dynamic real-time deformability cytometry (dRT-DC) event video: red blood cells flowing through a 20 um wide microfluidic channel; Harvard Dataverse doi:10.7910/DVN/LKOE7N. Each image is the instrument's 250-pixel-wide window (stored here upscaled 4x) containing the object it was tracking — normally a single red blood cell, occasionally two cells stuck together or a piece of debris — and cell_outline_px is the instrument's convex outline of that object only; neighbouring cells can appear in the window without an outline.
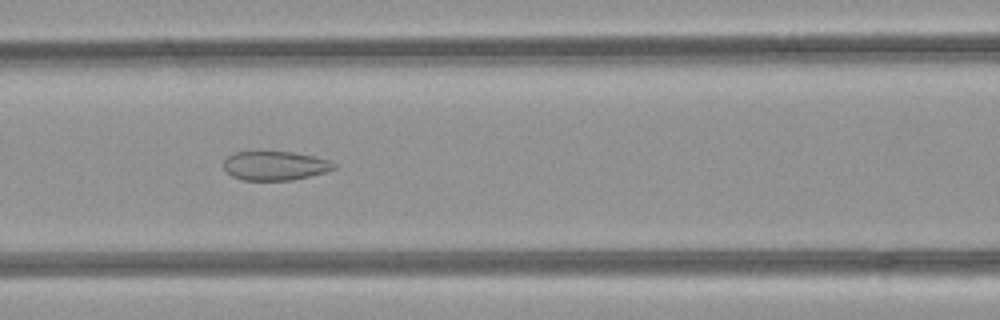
{"species": "common noctule bat (a hibernating species)", "species_latin": "Nyctalus noctula", "temperature_condition": "room temperature", "stored_images_in_passage": 35, "camera_frame_rate_fps": 3000, "um_per_image_px": 0.085, "animal": {"sex": "female", "body_mass_g": 21.9}, "frame": {"image": 1, "passage_image": 13, "time_ms": 4.0, "image_size_px": [1000, 320], "cell_outline_px": [[336, 168], [324, 172], [292, 180], [244, 180], [232, 176], [224, 168], [224, 160], [228, 156], [236, 152], [292, 152], [316, 156], [328, 160], [336, 164]], "centroid_in_image_um": [23.39, 14.08], "position_along_channel_um": 143.2, "area_um2": 18.5}}
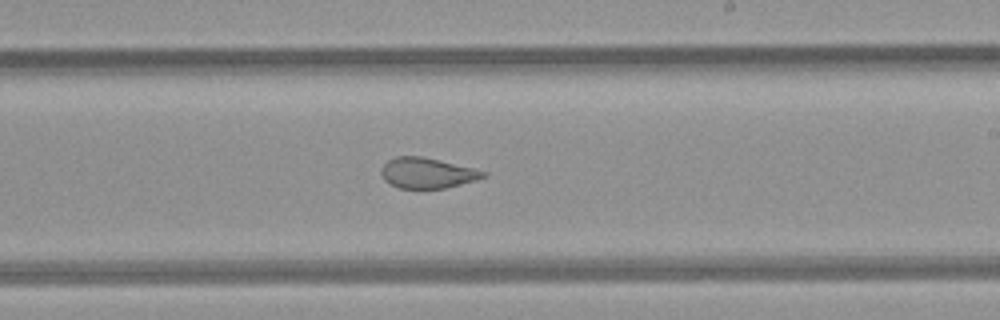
{"frame": {"image": 2, "passage_image": 21, "time_ms": 6.667, "image_size_px": [1000, 320], "cell_outline_px": [[488, 176], [476, 180], [444, 188], [400, 188], [384, 180], [380, 172], [380, 168], [388, 160], [396, 156], [420, 156], [472, 168], [488, 172]], "centroid_in_image_um": [36.3, 14.7], "position_along_channel_um": 252.7, "area_um2": 17.92}}
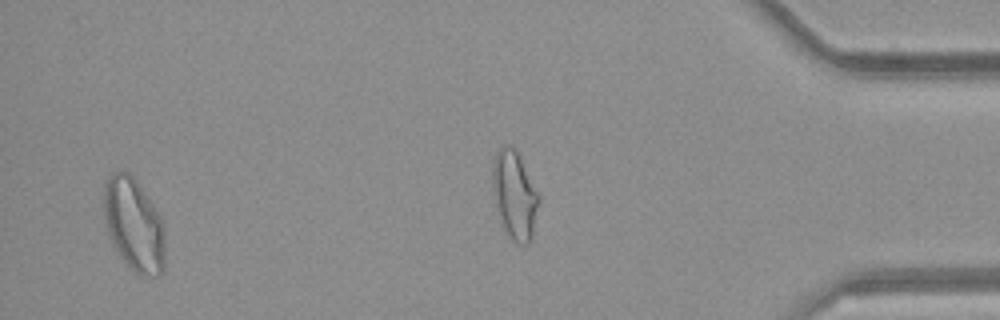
{"frame": {"image": 3, "passage_image": 33, "time_ms": 10.667, "image_size_px": [1000, 320], "cell_outline_px": [[164, 272], [160, 276], [140, 276], [120, 256], [108, 236], [104, 220], [104, 184], [108, 176], [112, 172], [128, 172], [136, 180], [160, 216], [164, 224]], "centroid_in_image_um": [11.38, 19.11], "position_along_channel_um": 423.8, "area_um2": 33.18}, "authors_computed_cell_mechanics": {"area_um2": 21.097, "velocity_mm_per_s": 4.1167, "shape_relaxation_time_tau1_ms": null, "shape_relaxation_time_tau2_ms": 1.6757, "deformation_change_tau1": null, "deformation_change_tau2": 0.0794}}